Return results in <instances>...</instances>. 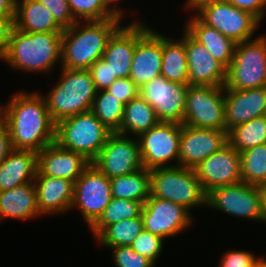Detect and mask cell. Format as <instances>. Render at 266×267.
Here are the masks:
<instances>
[{
  "label": "cell",
  "mask_w": 266,
  "mask_h": 267,
  "mask_svg": "<svg viewBox=\"0 0 266 267\" xmlns=\"http://www.w3.org/2000/svg\"><path fill=\"white\" fill-rule=\"evenodd\" d=\"M188 85L225 86L226 68L185 29Z\"/></svg>",
  "instance_id": "cell-19"
},
{
  "label": "cell",
  "mask_w": 266,
  "mask_h": 267,
  "mask_svg": "<svg viewBox=\"0 0 266 267\" xmlns=\"http://www.w3.org/2000/svg\"><path fill=\"white\" fill-rule=\"evenodd\" d=\"M159 122L154 108L139 95L125 105L120 129L116 133L125 136L132 133L139 137Z\"/></svg>",
  "instance_id": "cell-29"
},
{
  "label": "cell",
  "mask_w": 266,
  "mask_h": 267,
  "mask_svg": "<svg viewBox=\"0 0 266 267\" xmlns=\"http://www.w3.org/2000/svg\"><path fill=\"white\" fill-rule=\"evenodd\" d=\"M60 79L45 96L52 120L62 119L91 111L97 90L86 69L61 68Z\"/></svg>",
  "instance_id": "cell-4"
},
{
  "label": "cell",
  "mask_w": 266,
  "mask_h": 267,
  "mask_svg": "<svg viewBox=\"0 0 266 267\" xmlns=\"http://www.w3.org/2000/svg\"><path fill=\"white\" fill-rule=\"evenodd\" d=\"M150 196L175 202L190 211L206 205L207 193L195 169L172 166L150 170Z\"/></svg>",
  "instance_id": "cell-6"
},
{
  "label": "cell",
  "mask_w": 266,
  "mask_h": 267,
  "mask_svg": "<svg viewBox=\"0 0 266 267\" xmlns=\"http://www.w3.org/2000/svg\"><path fill=\"white\" fill-rule=\"evenodd\" d=\"M53 15L55 21L63 28H70L75 20L67 0H38Z\"/></svg>",
  "instance_id": "cell-39"
},
{
  "label": "cell",
  "mask_w": 266,
  "mask_h": 267,
  "mask_svg": "<svg viewBox=\"0 0 266 267\" xmlns=\"http://www.w3.org/2000/svg\"><path fill=\"white\" fill-rule=\"evenodd\" d=\"M88 71L93 78L97 91L106 90L117 79L109 64L102 58L98 59Z\"/></svg>",
  "instance_id": "cell-40"
},
{
  "label": "cell",
  "mask_w": 266,
  "mask_h": 267,
  "mask_svg": "<svg viewBox=\"0 0 266 267\" xmlns=\"http://www.w3.org/2000/svg\"><path fill=\"white\" fill-rule=\"evenodd\" d=\"M228 143L226 130L196 128L182 124L179 166L195 169Z\"/></svg>",
  "instance_id": "cell-18"
},
{
  "label": "cell",
  "mask_w": 266,
  "mask_h": 267,
  "mask_svg": "<svg viewBox=\"0 0 266 267\" xmlns=\"http://www.w3.org/2000/svg\"><path fill=\"white\" fill-rule=\"evenodd\" d=\"M113 132L91 111L67 117L56 123L55 143L82 154L92 162Z\"/></svg>",
  "instance_id": "cell-5"
},
{
  "label": "cell",
  "mask_w": 266,
  "mask_h": 267,
  "mask_svg": "<svg viewBox=\"0 0 266 267\" xmlns=\"http://www.w3.org/2000/svg\"><path fill=\"white\" fill-rule=\"evenodd\" d=\"M34 183L40 215L59 214L71 209L74 198L73 181L51 176H36Z\"/></svg>",
  "instance_id": "cell-22"
},
{
  "label": "cell",
  "mask_w": 266,
  "mask_h": 267,
  "mask_svg": "<svg viewBox=\"0 0 266 267\" xmlns=\"http://www.w3.org/2000/svg\"><path fill=\"white\" fill-rule=\"evenodd\" d=\"M143 230L141 215L131 219L121 220L105 227L97 236L99 244L107 248L115 246H130Z\"/></svg>",
  "instance_id": "cell-32"
},
{
  "label": "cell",
  "mask_w": 266,
  "mask_h": 267,
  "mask_svg": "<svg viewBox=\"0 0 266 267\" xmlns=\"http://www.w3.org/2000/svg\"><path fill=\"white\" fill-rule=\"evenodd\" d=\"M241 218L264 219L262 186L240 182L211 189L206 196V207Z\"/></svg>",
  "instance_id": "cell-9"
},
{
  "label": "cell",
  "mask_w": 266,
  "mask_h": 267,
  "mask_svg": "<svg viewBox=\"0 0 266 267\" xmlns=\"http://www.w3.org/2000/svg\"><path fill=\"white\" fill-rule=\"evenodd\" d=\"M188 86L160 75L140 87L139 95L154 108L160 122L183 124Z\"/></svg>",
  "instance_id": "cell-14"
},
{
  "label": "cell",
  "mask_w": 266,
  "mask_h": 267,
  "mask_svg": "<svg viewBox=\"0 0 266 267\" xmlns=\"http://www.w3.org/2000/svg\"><path fill=\"white\" fill-rule=\"evenodd\" d=\"M261 259L247 250H229L226 254H223L219 267H255Z\"/></svg>",
  "instance_id": "cell-42"
},
{
  "label": "cell",
  "mask_w": 266,
  "mask_h": 267,
  "mask_svg": "<svg viewBox=\"0 0 266 267\" xmlns=\"http://www.w3.org/2000/svg\"><path fill=\"white\" fill-rule=\"evenodd\" d=\"M62 32L26 33L10 28L1 60L26 72H49L61 61Z\"/></svg>",
  "instance_id": "cell-3"
},
{
  "label": "cell",
  "mask_w": 266,
  "mask_h": 267,
  "mask_svg": "<svg viewBox=\"0 0 266 267\" xmlns=\"http://www.w3.org/2000/svg\"><path fill=\"white\" fill-rule=\"evenodd\" d=\"M11 139L6 122L0 117V166L12 150Z\"/></svg>",
  "instance_id": "cell-44"
},
{
  "label": "cell",
  "mask_w": 266,
  "mask_h": 267,
  "mask_svg": "<svg viewBox=\"0 0 266 267\" xmlns=\"http://www.w3.org/2000/svg\"><path fill=\"white\" fill-rule=\"evenodd\" d=\"M262 189H266V183L262 186Z\"/></svg>",
  "instance_id": "cell-51"
},
{
  "label": "cell",
  "mask_w": 266,
  "mask_h": 267,
  "mask_svg": "<svg viewBox=\"0 0 266 267\" xmlns=\"http://www.w3.org/2000/svg\"><path fill=\"white\" fill-rule=\"evenodd\" d=\"M255 267H266V260L264 257L260 260V262Z\"/></svg>",
  "instance_id": "cell-50"
},
{
  "label": "cell",
  "mask_w": 266,
  "mask_h": 267,
  "mask_svg": "<svg viewBox=\"0 0 266 267\" xmlns=\"http://www.w3.org/2000/svg\"><path fill=\"white\" fill-rule=\"evenodd\" d=\"M182 124L175 122H159L150 130L141 134L139 141L143 167L152 170L179 166V147ZM176 160V165L166 166Z\"/></svg>",
  "instance_id": "cell-11"
},
{
  "label": "cell",
  "mask_w": 266,
  "mask_h": 267,
  "mask_svg": "<svg viewBox=\"0 0 266 267\" xmlns=\"http://www.w3.org/2000/svg\"><path fill=\"white\" fill-rule=\"evenodd\" d=\"M265 36L236 44L233 60L226 69L224 88L246 90L266 86Z\"/></svg>",
  "instance_id": "cell-7"
},
{
  "label": "cell",
  "mask_w": 266,
  "mask_h": 267,
  "mask_svg": "<svg viewBox=\"0 0 266 267\" xmlns=\"http://www.w3.org/2000/svg\"><path fill=\"white\" fill-rule=\"evenodd\" d=\"M212 1H221V0H188L185 6L186 8H189V10L190 9L196 10L201 5Z\"/></svg>",
  "instance_id": "cell-47"
},
{
  "label": "cell",
  "mask_w": 266,
  "mask_h": 267,
  "mask_svg": "<svg viewBox=\"0 0 266 267\" xmlns=\"http://www.w3.org/2000/svg\"><path fill=\"white\" fill-rule=\"evenodd\" d=\"M143 208V203L136 200L111 198L109 205L103 214L90 227L94 237H96L108 225L118 223L121 220L139 217Z\"/></svg>",
  "instance_id": "cell-33"
},
{
  "label": "cell",
  "mask_w": 266,
  "mask_h": 267,
  "mask_svg": "<svg viewBox=\"0 0 266 267\" xmlns=\"http://www.w3.org/2000/svg\"><path fill=\"white\" fill-rule=\"evenodd\" d=\"M111 198L110 179L90 164L74 182L71 209L78 208L90 228L103 214Z\"/></svg>",
  "instance_id": "cell-12"
},
{
  "label": "cell",
  "mask_w": 266,
  "mask_h": 267,
  "mask_svg": "<svg viewBox=\"0 0 266 267\" xmlns=\"http://www.w3.org/2000/svg\"><path fill=\"white\" fill-rule=\"evenodd\" d=\"M0 117L6 122L13 149L40 152L55 142L56 123L47 108L46 99L37 92L13 94Z\"/></svg>",
  "instance_id": "cell-1"
},
{
  "label": "cell",
  "mask_w": 266,
  "mask_h": 267,
  "mask_svg": "<svg viewBox=\"0 0 266 267\" xmlns=\"http://www.w3.org/2000/svg\"><path fill=\"white\" fill-rule=\"evenodd\" d=\"M77 22L122 19L114 14L102 0H67Z\"/></svg>",
  "instance_id": "cell-36"
},
{
  "label": "cell",
  "mask_w": 266,
  "mask_h": 267,
  "mask_svg": "<svg viewBox=\"0 0 266 267\" xmlns=\"http://www.w3.org/2000/svg\"><path fill=\"white\" fill-rule=\"evenodd\" d=\"M107 90L126 105L129 101L139 96L140 88L127 77L116 79Z\"/></svg>",
  "instance_id": "cell-41"
},
{
  "label": "cell",
  "mask_w": 266,
  "mask_h": 267,
  "mask_svg": "<svg viewBox=\"0 0 266 267\" xmlns=\"http://www.w3.org/2000/svg\"><path fill=\"white\" fill-rule=\"evenodd\" d=\"M228 143L239 153L266 144V117L253 118L228 132Z\"/></svg>",
  "instance_id": "cell-31"
},
{
  "label": "cell",
  "mask_w": 266,
  "mask_h": 267,
  "mask_svg": "<svg viewBox=\"0 0 266 267\" xmlns=\"http://www.w3.org/2000/svg\"><path fill=\"white\" fill-rule=\"evenodd\" d=\"M197 17L235 43L251 40L261 22L248 11L241 10L228 0L212 1L198 7Z\"/></svg>",
  "instance_id": "cell-10"
},
{
  "label": "cell",
  "mask_w": 266,
  "mask_h": 267,
  "mask_svg": "<svg viewBox=\"0 0 266 267\" xmlns=\"http://www.w3.org/2000/svg\"><path fill=\"white\" fill-rule=\"evenodd\" d=\"M16 0H0V19L14 20Z\"/></svg>",
  "instance_id": "cell-46"
},
{
  "label": "cell",
  "mask_w": 266,
  "mask_h": 267,
  "mask_svg": "<svg viewBox=\"0 0 266 267\" xmlns=\"http://www.w3.org/2000/svg\"><path fill=\"white\" fill-rule=\"evenodd\" d=\"M161 76L171 82L188 84L185 29L183 37L176 41L162 35Z\"/></svg>",
  "instance_id": "cell-28"
},
{
  "label": "cell",
  "mask_w": 266,
  "mask_h": 267,
  "mask_svg": "<svg viewBox=\"0 0 266 267\" xmlns=\"http://www.w3.org/2000/svg\"><path fill=\"white\" fill-rule=\"evenodd\" d=\"M224 86L189 85L183 124L196 128L226 130Z\"/></svg>",
  "instance_id": "cell-8"
},
{
  "label": "cell",
  "mask_w": 266,
  "mask_h": 267,
  "mask_svg": "<svg viewBox=\"0 0 266 267\" xmlns=\"http://www.w3.org/2000/svg\"><path fill=\"white\" fill-rule=\"evenodd\" d=\"M37 172V152L12 149L0 166V192L34 182Z\"/></svg>",
  "instance_id": "cell-24"
},
{
  "label": "cell",
  "mask_w": 266,
  "mask_h": 267,
  "mask_svg": "<svg viewBox=\"0 0 266 267\" xmlns=\"http://www.w3.org/2000/svg\"><path fill=\"white\" fill-rule=\"evenodd\" d=\"M192 214L183 205L150 196L143 204V229L165 239L192 226Z\"/></svg>",
  "instance_id": "cell-15"
},
{
  "label": "cell",
  "mask_w": 266,
  "mask_h": 267,
  "mask_svg": "<svg viewBox=\"0 0 266 267\" xmlns=\"http://www.w3.org/2000/svg\"><path fill=\"white\" fill-rule=\"evenodd\" d=\"M195 172L206 193L216 187L240 183L241 155L227 143L202 161Z\"/></svg>",
  "instance_id": "cell-17"
},
{
  "label": "cell",
  "mask_w": 266,
  "mask_h": 267,
  "mask_svg": "<svg viewBox=\"0 0 266 267\" xmlns=\"http://www.w3.org/2000/svg\"><path fill=\"white\" fill-rule=\"evenodd\" d=\"M136 47V22L120 27L110 38L102 59L118 78L130 76Z\"/></svg>",
  "instance_id": "cell-23"
},
{
  "label": "cell",
  "mask_w": 266,
  "mask_h": 267,
  "mask_svg": "<svg viewBox=\"0 0 266 267\" xmlns=\"http://www.w3.org/2000/svg\"><path fill=\"white\" fill-rule=\"evenodd\" d=\"M136 22V47L129 78L140 88L161 75L162 34Z\"/></svg>",
  "instance_id": "cell-16"
},
{
  "label": "cell",
  "mask_w": 266,
  "mask_h": 267,
  "mask_svg": "<svg viewBox=\"0 0 266 267\" xmlns=\"http://www.w3.org/2000/svg\"><path fill=\"white\" fill-rule=\"evenodd\" d=\"M265 114L266 86L246 90L225 88V125L227 132Z\"/></svg>",
  "instance_id": "cell-21"
},
{
  "label": "cell",
  "mask_w": 266,
  "mask_h": 267,
  "mask_svg": "<svg viewBox=\"0 0 266 267\" xmlns=\"http://www.w3.org/2000/svg\"><path fill=\"white\" fill-rule=\"evenodd\" d=\"M235 7L245 10L256 16L262 21L265 14L266 0H228Z\"/></svg>",
  "instance_id": "cell-43"
},
{
  "label": "cell",
  "mask_w": 266,
  "mask_h": 267,
  "mask_svg": "<svg viewBox=\"0 0 266 267\" xmlns=\"http://www.w3.org/2000/svg\"><path fill=\"white\" fill-rule=\"evenodd\" d=\"M91 164L82 154L53 142L37 152L36 176H51L75 182Z\"/></svg>",
  "instance_id": "cell-20"
},
{
  "label": "cell",
  "mask_w": 266,
  "mask_h": 267,
  "mask_svg": "<svg viewBox=\"0 0 266 267\" xmlns=\"http://www.w3.org/2000/svg\"><path fill=\"white\" fill-rule=\"evenodd\" d=\"M125 105L107 89L97 91L91 112L113 133L120 129Z\"/></svg>",
  "instance_id": "cell-34"
},
{
  "label": "cell",
  "mask_w": 266,
  "mask_h": 267,
  "mask_svg": "<svg viewBox=\"0 0 266 267\" xmlns=\"http://www.w3.org/2000/svg\"><path fill=\"white\" fill-rule=\"evenodd\" d=\"M120 24L121 19L87 21L83 26L79 21L64 29L61 41V68L88 70L103 57L110 38L121 27Z\"/></svg>",
  "instance_id": "cell-2"
},
{
  "label": "cell",
  "mask_w": 266,
  "mask_h": 267,
  "mask_svg": "<svg viewBox=\"0 0 266 267\" xmlns=\"http://www.w3.org/2000/svg\"><path fill=\"white\" fill-rule=\"evenodd\" d=\"M14 20L0 19V59L5 53L10 28Z\"/></svg>",
  "instance_id": "cell-45"
},
{
  "label": "cell",
  "mask_w": 266,
  "mask_h": 267,
  "mask_svg": "<svg viewBox=\"0 0 266 267\" xmlns=\"http://www.w3.org/2000/svg\"><path fill=\"white\" fill-rule=\"evenodd\" d=\"M263 203H264V219L263 222H266V189H263Z\"/></svg>",
  "instance_id": "cell-49"
},
{
  "label": "cell",
  "mask_w": 266,
  "mask_h": 267,
  "mask_svg": "<svg viewBox=\"0 0 266 267\" xmlns=\"http://www.w3.org/2000/svg\"><path fill=\"white\" fill-rule=\"evenodd\" d=\"M13 26L26 33L64 31L38 0H16Z\"/></svg>",
  "instance_id": "cell-26"
},
{
  "label": "cell",
  "mask_w": 266,
  "mask_h": 267,
  "mask_svg": "<svg viewBox=\"0 0 266 267\" xmlns=\"http://www.w3.org/2000/svg\"><path fill=\"white\" fill-rule=\"evenodd\" d=\"M38 216L41 215L37 206L34 182L0 192V220L5 218L27 220Z\"/></svg>",
  "instance_id": "cell-25"
},
{
  "label": "cell",
  "mask_w": 266,
  "mask_h": 267,
  "mask_svg": "<svg viewBox=\"0 0 266 267\" xmlns=\"http://www.w3.org/2000/svg\"><path fill=\"white\" fill-rule=\"evenodd\" d=\"M240 155L242 182L263 186L266 183V144L248 149Z\"/></svg>",
  "instance_id": "cell-35"
},
{
  "label": "cell",
  "mask_w": 266,
  "mask_h": 267,
  "mask_svg": "<svg viewBox=\"0 0 266 267\" xmlns=\"http://www.w3.org/2000/svg\"><path fill=\"white\" fill-rule=\"evenodd\" d=\"M91 164L109 179L144 168L138 139L112 133Z\"/></svg>",
  "instance_id": "cell-13"
},
{
  "label": "cell",
  "mask_w": 266,
  "mask_h": 267,
  "mask_svg": "<svg viewBox=\"0 0 266 267\" xmlns=\"http://www.w3.org/2000/svg\"><path fill=\"white\" fill-rule=\"evenodd\" d=\"M104 3H105V5L110 9V10H112L113 12H114V14L116 15V16H118V17H121V18H123L122 16V14H123V11L121 10V8H119V6L117 7V6H112L111 4H114V2H117L118 0H102ZM113 7V8H112Z\"/></svg>",
  "instance_id": "cell-48"
},
{
  "label": "cell",
  "mask_w": 266,
  "mask_h": 267,
  "mask_svg": "<svg viewBox=\"0 0 266 267\" xmlns=\"http://www.w3.org/2000/svg\"><path fill=\"white\" fill-rule=\"evenodd\" d=\"M163 238L146 230H142L134 239L130 247L142 256L151 260L154 264L162 252Z\"/></svg>",
  "instance_id": "cell-37"
},
{
  "label": "cell",
  "mask_w": 266,
  "mask_h": 267,
  "mask_svg": "<svg viewBox=\"0 0 266 267\" xmlns=\"http://www.w3.org/2000/svg\"><path fill=\"white\" fill-rule=\"evenodd\" d=\"M113 198L136 200L143 204L150 197V170L142 168L134 173L110 179Z\"/></svg>",
  "instance_id": "cell-30"
},
{
  "label": "cell",
  "mask_w": 266,
  "mask_h": 267,
  "mask_svg": "<svg viewBox=\"0 0 266 267\" xmlns=\"http://www.w3.org/2000/svg\"><path fill=\"white\" fill-rule=\"evenodd\" d=\"M185 29L226 69L233 60L236 44L230 38L220 33L216 28L208 26L197 16L186 23Z\"/></svg>",
  "instance_id": "cell-27"
},
{
  "label": "cell",
  "mask_w": 266,
  "mask_h": 267,
  "mask_svg": "<svg viewBox=\"0 0 266 267\" xmlns=\"http://www.w3.org/2000/svg\"><path fill=\"white\" fill-rule=\"evenodd\" d=\"M116 267H153L155 264L148 258L135 252L130 246L111 247Z\"/></svg>",
  "instance_id": "cell-38"
}]
</instances>
